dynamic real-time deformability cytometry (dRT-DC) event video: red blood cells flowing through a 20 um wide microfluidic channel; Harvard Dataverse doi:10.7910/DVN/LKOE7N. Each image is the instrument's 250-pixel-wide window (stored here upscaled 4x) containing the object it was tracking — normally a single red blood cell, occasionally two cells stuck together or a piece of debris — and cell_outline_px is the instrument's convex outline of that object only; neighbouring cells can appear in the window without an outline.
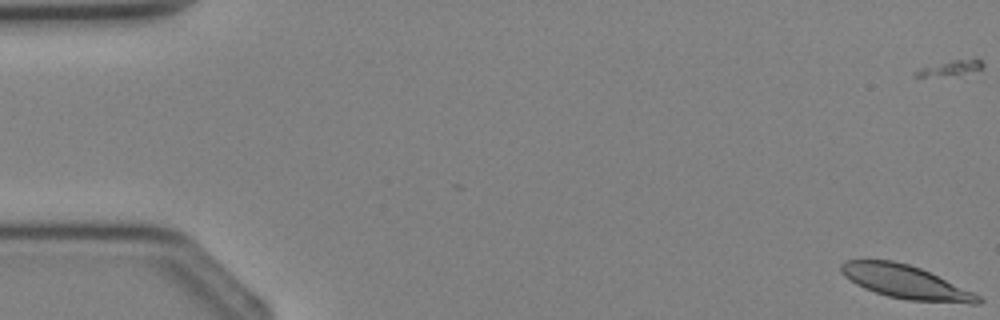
{"species": "Egyptian fruit bat (a non-hibernating species)", "species_latin": "Rousettus aegyptiacus", "temperature_condition": "cold", "stored_images_in_passage": 4, "camera_frame_rate_fps": 3000, "um_per_image_px": 0.085, "animal": {"sex": "female"}, "frame": {"image": 1, "passage_image": 1, "time_ms": 0.0, "image_size_px": [1000, 320], "cell_outline_px": [[984, 300], [980, 304], [972, 304], [908, 300], [888, 296], [864, 288], [856, 284], [844, 276], [840, 272], [840, 264], [844, 260], [892, 260], [908, 264], [920, 268], [972, 292], [980, 296]], "centroid_in_image_um": [76.95, 23.97], "position_along_channel_um": 8.0, "area_um2": 26.47}}